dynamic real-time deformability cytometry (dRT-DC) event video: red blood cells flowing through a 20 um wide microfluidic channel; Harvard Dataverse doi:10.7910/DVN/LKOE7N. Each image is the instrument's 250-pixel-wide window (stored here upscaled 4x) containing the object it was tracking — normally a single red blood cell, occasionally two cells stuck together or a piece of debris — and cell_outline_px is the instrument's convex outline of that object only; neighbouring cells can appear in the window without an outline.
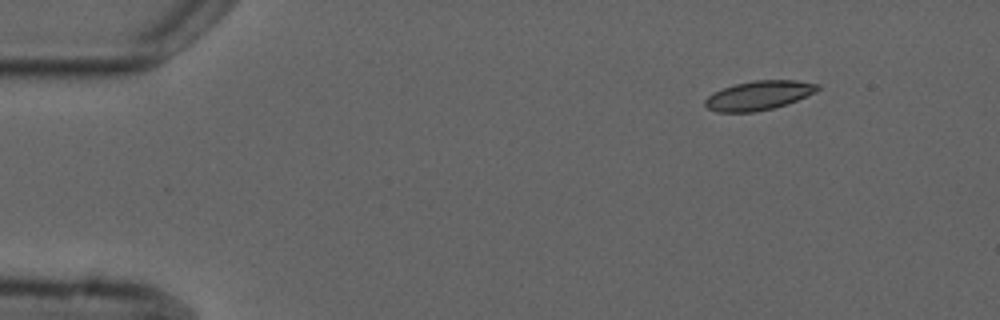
{"species": "common noctule bat (a hibernating species)", "species_latin": "Nyctalus noctula", "temperature_condition": "cold", "stored_images_in_passage": 4, "camera_frame_rate_fps": 3000, "um_per_image_px": 0.085, "animal": {"sex": "male", "forearm_length_mm": 52.5}, "frame": {"image": 1, "passage_image": 1, "time_ms": 0.0, "image_size_px": [1000, 320], "cell_outline_px": [[820, 88], [816, 92], [796, 100], [772, 108], [756, 112], [716, 112], [708, 108], [704, 104], [704, 100], [712, 92], [736, 84], [752, 80], [796, 80], [820, 84]], "centroid_in_image_um": [64.48, 8.1], "position_along_channel_um": 20.5, "area_um2": 19.07}}